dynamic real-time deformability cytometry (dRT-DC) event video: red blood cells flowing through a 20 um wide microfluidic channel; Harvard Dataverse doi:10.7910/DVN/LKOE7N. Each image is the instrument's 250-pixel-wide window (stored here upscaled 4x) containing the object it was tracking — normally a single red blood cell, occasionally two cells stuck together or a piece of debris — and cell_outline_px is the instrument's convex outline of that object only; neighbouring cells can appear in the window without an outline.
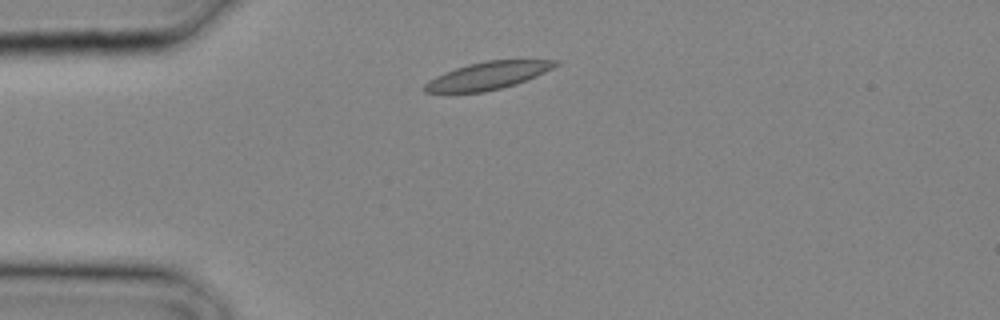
{"species": "common noctule bat (a hibernating species)", "species_latin": "Nyctalus noctula", "temperature_condition": "cold", "stored_images_in_passage": 20, "camera_frame_rate_fps": 3000, "um_per_image_px": 0.085, "animal": {"sex": "male", "body_mass_g": 20.4}, "frame": {"image": 1, "passage_image": 1, "time_ms": 0.0, "image_size_px": [1000, 320], "cell_outline_px": [[560, 64], [528, 80], [516, 84], [484, 92], [424, 92], [420, 88], [428, 80], [444, 72], [468, 64], [484, 60], [560, 60]], "centroid_in_image_um": [41.44, 6.43], "position_along_channel_um": 43.6, "area_um2": 21.04}}
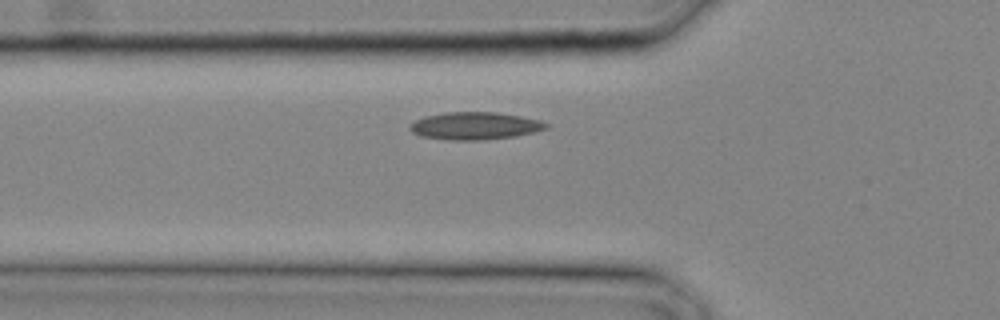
{"frame": {"image": 2, "passage_image": 4, "time_ms": 1.0, "image_size_px": [1000, 320], "cell_outline_px": [[548, 128], [516, 136], [476, 140], [456, 140], [420, 136], [412, 132], [408, 128], [408, 124], [424, 116], [444, 112], [496, 112], [520, 116], [540, 120], [548, 124]], "centroid_in_image_um": [40.33, 10.68], "position_along_channel_um": 85.5, "area_um2": 21.73}}
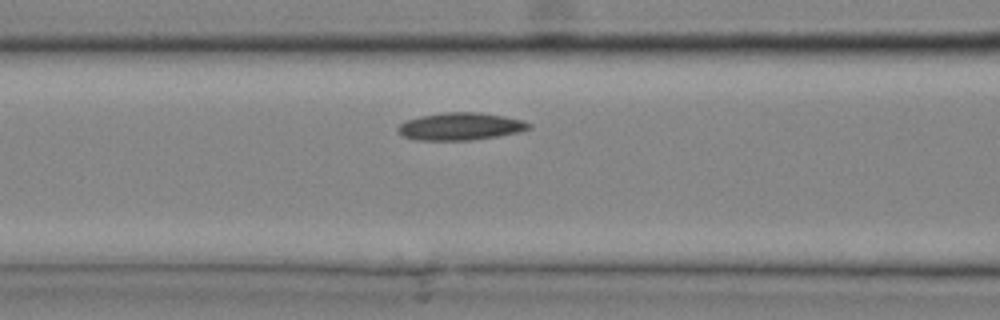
{"frame": {"image": 3, "passage_image": 6, "time_ms": 1.667, "image_size_px": [1000, 320], "cell_outline_px": [[532, 128], [520, 132], [472, 140], [416, 140], [404, 136], [396, 128], [400, 124], [408, 120], [420, 116], [440, 112], [480, 112], [504, 116], [524, 120], [532, 124]], "centroid_in_image_um": [39.18, 10.73], "position_along_channel_um": 127.4, "area_um2": 21.04}}